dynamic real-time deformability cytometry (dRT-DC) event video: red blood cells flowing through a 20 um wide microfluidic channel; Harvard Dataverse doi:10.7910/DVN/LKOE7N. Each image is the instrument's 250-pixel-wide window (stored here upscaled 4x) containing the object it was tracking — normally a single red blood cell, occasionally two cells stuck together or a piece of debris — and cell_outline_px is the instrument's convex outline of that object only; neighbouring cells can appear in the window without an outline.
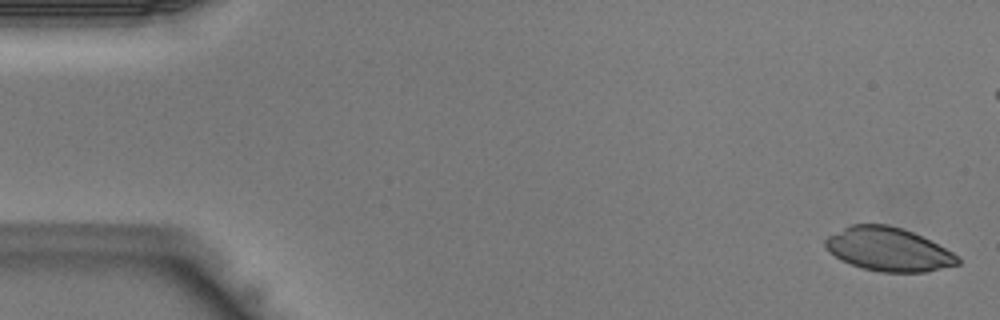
{"species": "Egyptian fruit bat (a non-hibernating species)", "species_latin": "Rousettus aegyptiacus", "temperature_condition": "warm", "stored_images_in_passage": 37, "camera_frame_rate_fps": 3000, "um_per_image_px": 0.085, "animal": {"sex": "male"}, "frame": {"image": 1, "passage_image": 1, "time_ms": 0.0, "image_size_px": [1000, 320], "cell_outline_px": [[960, 264], [924, 272], [880, 272], [864, 268], [852, 264], [828, 252], [824, 244], [824, 240], [828, 236], [852, 224], [888, 224], [912, 232], [952, 252], [960, 260]], "centroid_in_image_um": [75.49, 21.19], "position_along_channel_um": 9.5, "area_um2": 33.06}}